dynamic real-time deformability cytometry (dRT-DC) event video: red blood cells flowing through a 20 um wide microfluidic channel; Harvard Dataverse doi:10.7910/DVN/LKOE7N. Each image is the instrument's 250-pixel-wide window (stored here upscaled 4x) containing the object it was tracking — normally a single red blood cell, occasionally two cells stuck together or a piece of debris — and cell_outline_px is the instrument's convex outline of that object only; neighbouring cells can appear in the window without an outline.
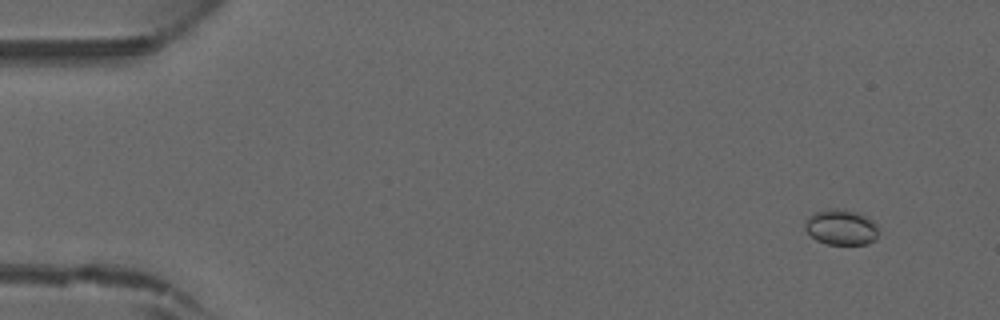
{"species": "common noctule bat (a hibernating species)", "species_latin": "Nyctalus noctula", "temperature_condition": "warm", "stored_images_in_passage": 46, "camera_frame_rate_fps": 3000, "um_per_image_px": 0.085, "animal": {"sex": "male", "forearm_length_mm": 52.5}, "frame": {"image": 1, "passage_image": 4, "time_ms": 1.0, "image_size_px": [1000, 320], "cell_outline_px": [[876, 236], [868, 244], [828, 244], [816, 240], [804, 228], [804, 220], [808, 216], [816, 212], [828, 208], [844, 208], [868, 216], [876, 224]], "centroid_in_image_um": [71.45, 19.28], "position_along_channel_um": 13.5, "area_um2": 15.26}}
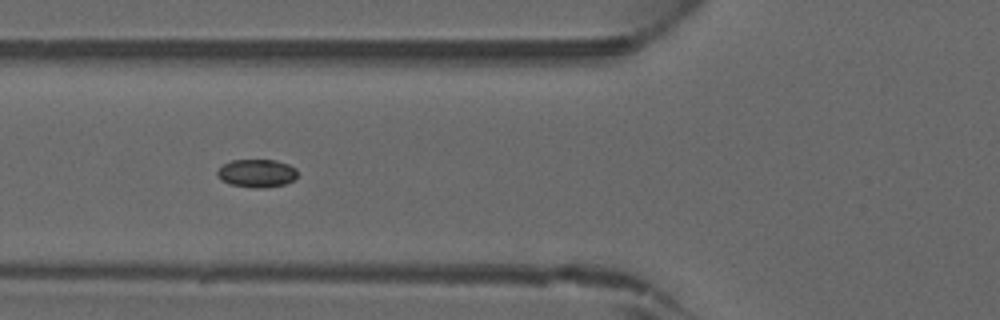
{"frame": {"image": 2, "passage_image": 18, "time_ms": 5.667, "image_size_px": [1000, 320], "cell_outline_px": [[296, 176], [292, 180], [284, 184], [264, 188], [256, 188], [228, 184], [216, 172], [224, 164], [232, 160], [276, 160], [288, 164], [296, 168]], "centroid_in_image_um": [21.84, 14.72], "position_along_channel_um": 104.0, "area_um2": 12.89}}
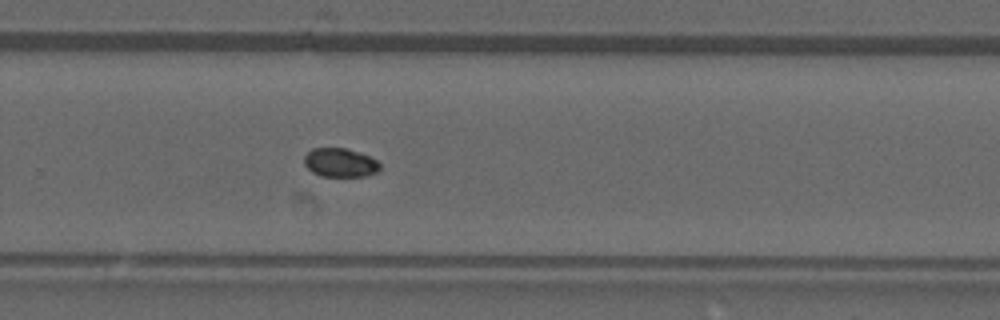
{"frame": {"image": 3, "passage_image": 31, "time_ms": 10.0, "image_size_px": [1000, 320], "cell_outline_px": [[380, 172], [364, 176], [320, 176], [312, 172], [304, 164], [304, 156], [312, 148], [348, 148], [360, 152], [376, 160], [380, 164]], "centroid_in_image_um": [28.92, 13.82], "position_along_channel_um": 300.9, "area_um2": 12.83}}